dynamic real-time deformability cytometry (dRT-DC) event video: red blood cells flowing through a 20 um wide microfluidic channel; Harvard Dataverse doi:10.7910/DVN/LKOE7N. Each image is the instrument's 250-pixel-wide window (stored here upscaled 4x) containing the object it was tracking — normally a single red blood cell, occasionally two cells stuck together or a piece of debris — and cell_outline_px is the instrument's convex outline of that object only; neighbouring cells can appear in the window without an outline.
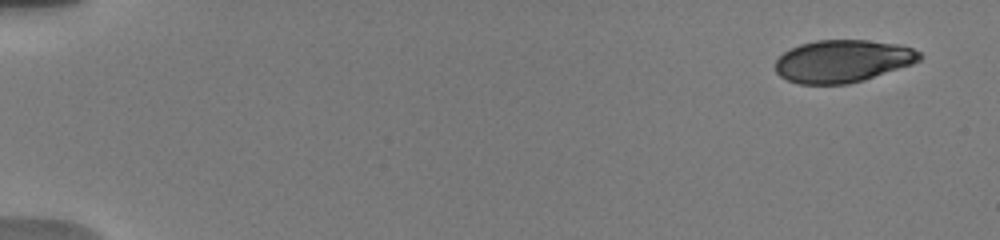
{"species": "human", "species_latin": "Homo sapiens", "temperature_condition": "warm", "stored_images_in_passage": 8, "camera_frame_rate_fps": 3000, "um_per_image_px": 0.085, "donor": {"sex": "male"}, "frame": {"image": 1, "passage_image": 1, "time_ms": 0.0, "image_size_px": [1000, 240], "cell_outline_px": [[924, 56], [920, 60], [912, 64], [864, 80], [848, 84], [800, 84], [788, 80], [780, 76], [776, 72], [776, 60], [784, 52], [800, 44], [816, 40], [868, 40], [896, 44], [912, 48], [920, 52]], "centroid_in_image_um": [71.64, 5.19], "position_along_channel_um": 13.4, "area_um2": 35.66}}
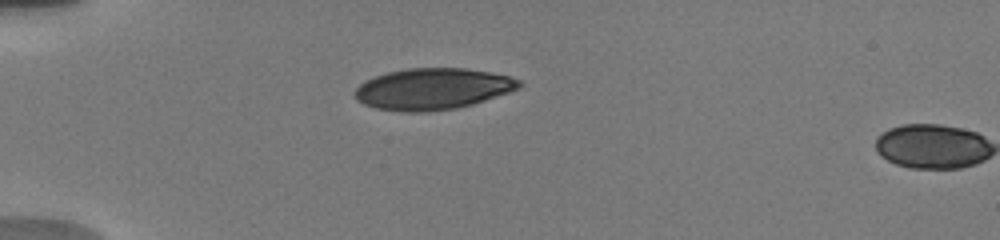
{"frame": {"image": 2, "passage_image": 7, "time_ms": 4.333, "image_size_px": [1000, 240], "cell_outline_px": [[524, 84], [520, 88], [472, 104], [456, 108], [428, 112], [400, 112], [376, 108], [364, 104], [356, 100], [352, 92], [364, 80], [388, 72], [404, 68], [468, 68], [492, 72], [508, 76], [520, 80]], "centroid_in_image_um": [36.75, 7.55], "position_along_channel_um": 48.3, "area_um2": 39.88}}